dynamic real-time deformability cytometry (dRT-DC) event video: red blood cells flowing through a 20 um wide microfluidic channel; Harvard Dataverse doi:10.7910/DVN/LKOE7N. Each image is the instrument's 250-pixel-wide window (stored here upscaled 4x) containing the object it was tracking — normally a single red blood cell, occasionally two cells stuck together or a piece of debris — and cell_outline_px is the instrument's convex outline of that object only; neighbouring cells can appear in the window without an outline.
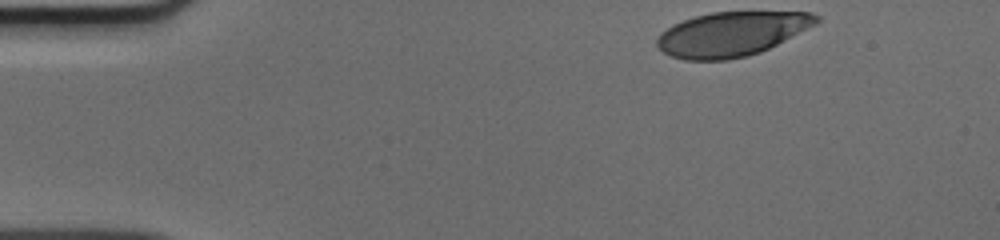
{"species": "human", "species_latin": "Homo sapiens", "temperature_condition": "cold", "stored_images_in_passage": 37, "camera_frame_rate_fps": 3000, "um_per_image_px": 0.085, "donor": {"sex": "male"}, "frame": {"image": 1, "passage_image": 1, "time_ms": 0.0, "image_size_px": [1000, 240], "cell_outline_px": [[820, 20], [816, 24], [760, 52], [748, 56], [728, 60], [684, 60], [672, 56], [664, 52], [656, 44], [656, 40], [660, 32], [672, 24], [696, 16], [712, 12], [812, 12], [820, 16]], "centroid_in_image_um": [62.17, 2.89], "position_along_channel_um": 22.8, "area_um2": 41.04}}
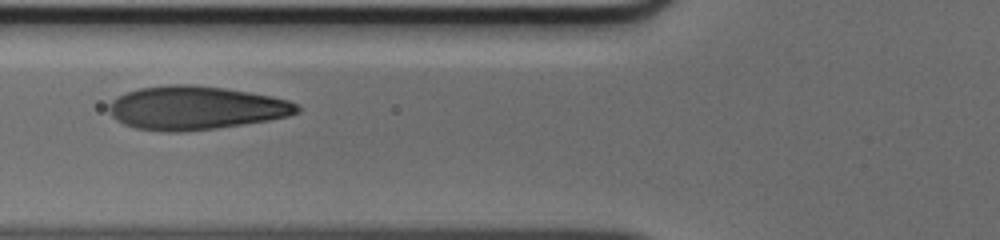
{"frame": {"image": 2, "passage_image": 14, "time_ms": 4.333, "image_size_px": [1000, 240], "cell_outline_px": [[300, 112], [288, 116], [268, 120], [216, 128], [180, 132], [164, 132], [136, 128], [124, 124], [116, 120], [108, 112], [108, 104], [112, 100], [128, 92], [140, 88], [172, 84], [188, 84], [224, 88], [272, 96], [288, 100], [296, 104], [300, 108]], "centroid_in_image_um": [16.61, 9.18], "position_along_channel_um": 109.2, "area_um2": 47.57}}
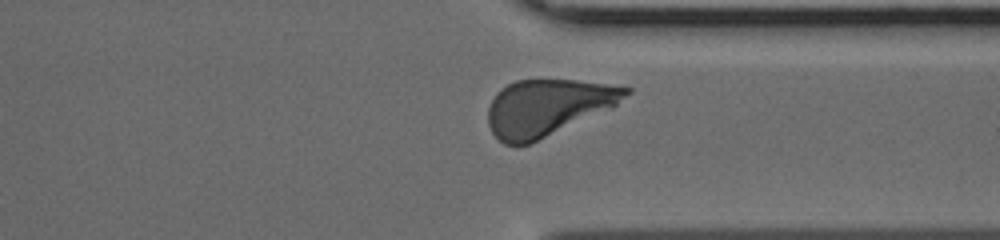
{"frame": {"image": 3, "passage_image": 33, "time_ms": 10.667, "image_size_px": [1000, 240], "cell_outline_px": [[632, 92], [612, 108], [528, 144], [504, 144], [492, 132], [488, 124], [488, 108], [496, 92], [500, 88], [516, 80], [576, 80], [632, 88]], "centroid_in_image_um": [46.54, 9.12], "position_along_channel_um": 364.9, "area_um2": 44.8}}